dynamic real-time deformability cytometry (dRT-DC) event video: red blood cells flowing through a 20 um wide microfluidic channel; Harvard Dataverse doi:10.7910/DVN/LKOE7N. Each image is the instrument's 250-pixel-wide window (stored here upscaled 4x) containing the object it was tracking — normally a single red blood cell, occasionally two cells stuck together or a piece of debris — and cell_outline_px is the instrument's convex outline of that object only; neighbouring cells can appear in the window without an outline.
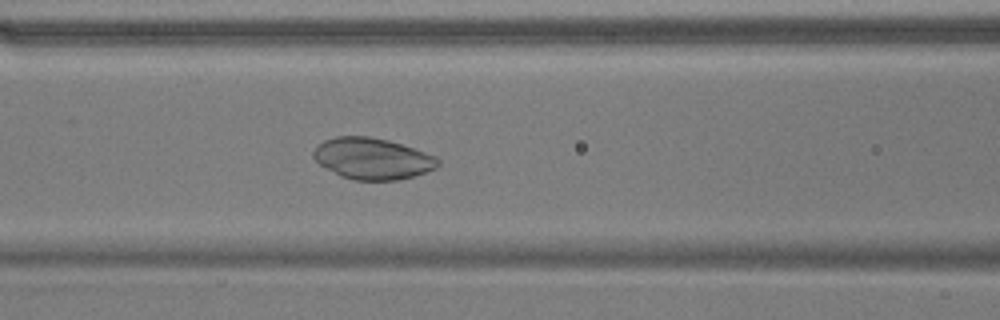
{"species": "common noctule bat (a hibernating species)", "species_latin": "Nyctalus noctula", "temperature_condition": "warm", "stored_images_in_passage": 54, "camera_frame_rate_fps": 3000, "um_per_image_px": 0.085, "animal": {"sex": "male", "body_mass_g": 17.9}, "frame": {"image": 1, "passage_image": 23, "time_ms": 7.333, "image_size_px": [1000, 320], "cell_outline_px": [[440, 164], [436, 168], [412, 176], [396, 180], [356, 180], [340, 176], [320, 164], [312, 156], [312, 152], [316, 144], [324, 140], [336, 136], [368, 136], [388, 140], [436, 156], [440, 160]], "centroid_in_image_um": [31.62, 13.47], "position_along_channel_um": 135.0, "area_um2": 29.88}}
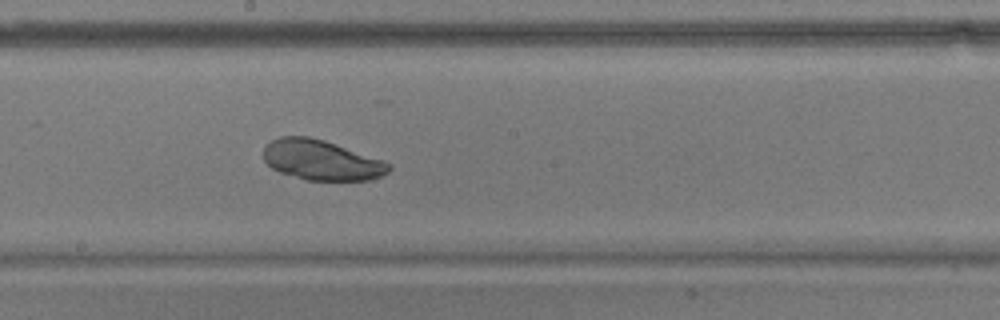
{"frame": {"image": 2, "passage_image": 30, "time_ms": 9.667, "image_size_px": [1000, 320], "cell_outline_px": [[392, 168], [388, 172], [380, 176], [368, 180], [308, 180], [280, 172], [272, 168], [264, 160], [264, 144], [280, 136], [308, 136], [324, 140], [384, 160], [392, 164]], "centroid_in_image_um": [27.33, 13.6], "position_along_channel_um": 220.9, "area_um2": 29.3}}
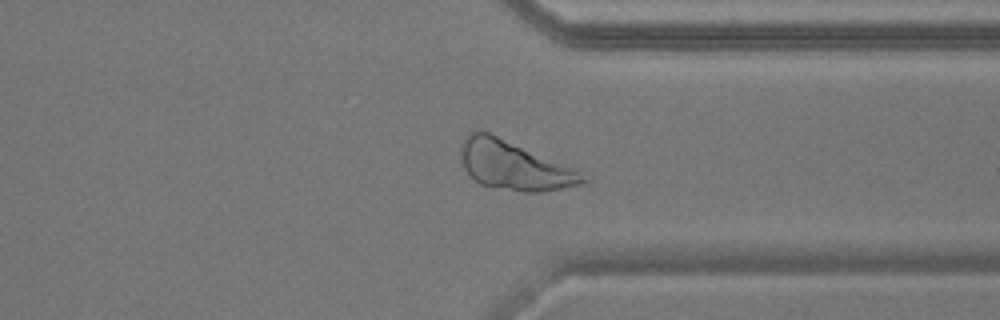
{"frame": {"image": 3, "passage_image": 42, "time_ms": 13.667, "image_size_px": [1000, 320], "cell_outline_px": [[588, 184], [540, 192], [524, 192], [492, 188], [480, 184], [464, 168], [460, 152], [464, 136], [468, 132], [488, 132], [568, 168], [576, 172], [588, 180]], "centroid_in_image_um": [43.62, 14.11], "position_along_channel_um": 367.8, "area_um2": 33.52}}